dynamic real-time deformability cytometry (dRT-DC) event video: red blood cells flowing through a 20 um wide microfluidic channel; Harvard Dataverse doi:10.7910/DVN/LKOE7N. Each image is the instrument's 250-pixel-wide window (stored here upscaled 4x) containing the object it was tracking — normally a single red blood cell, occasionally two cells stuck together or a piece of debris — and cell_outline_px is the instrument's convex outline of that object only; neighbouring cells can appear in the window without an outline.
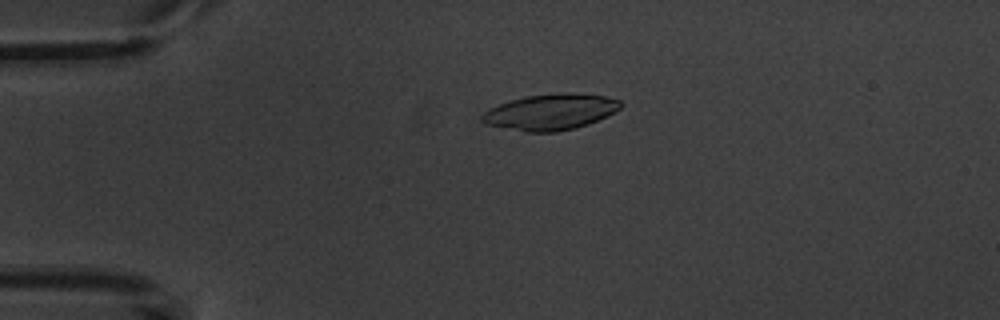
{"species": "common noctule bat (a hibernating species)", "species_latin": "Nyctalus noctula", "temperature_condition": "warm", "stored_images_in_passage": 4, "camera_frame_rate_fps": 3000, "um_per_image_px": 0.085, "animal": {"sex": "male", "body_mass_g": 20.1, "forearm_length_mm": 53.5}, "frame": {"image": 1, "passage_image": 3, "time_ms": 2.333, "image_size_px": [1000, 320], "cell_outline_px": [[624, 104], [616, 112], [588, 124], [576, 128], [556, 132], [524, 132], [484, 124], [480, 120], [480, 116], [488, 108], [524, 96], [564, 92], [604, 96], [620, 100]], "centroid_in_image_um": [46.78, 9.52], "position_along_channel_um": 38.2, "area_um2": 29.25}}